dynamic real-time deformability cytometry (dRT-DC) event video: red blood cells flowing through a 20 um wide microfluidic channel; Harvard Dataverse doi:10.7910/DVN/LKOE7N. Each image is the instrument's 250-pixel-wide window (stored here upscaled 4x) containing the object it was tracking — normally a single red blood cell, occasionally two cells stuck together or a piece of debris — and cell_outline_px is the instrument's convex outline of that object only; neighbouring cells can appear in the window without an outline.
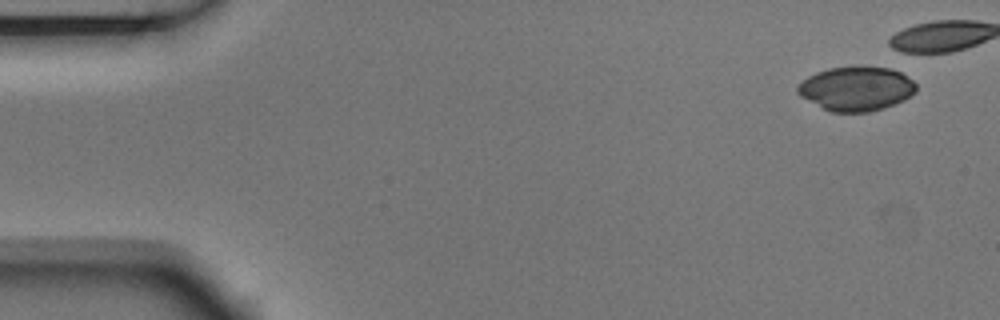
{"species": "Egyptian fruit bat (a non-hibernating species)", "species_latin": "Rousettus aegyptiacus", "temperature_condition": "room temperature", "stored_images_in_passage": 8, "camera_frame_rate_fps": 3000, "um_per_image_px": 0.085, "animal": {"sex": "male"}, "frame": {"image": 1, "passage_image": 1, "time_ms": 0.0, "image_size_px": [1000, 320], "cell_outline_px": [[916, 92], [904, 100], [884, 108], [868, 112], [832, 112], [800, 96], [796, 92], [796, 88], [808, 76], [816, 72], [828, 68], [856, 64], [888, 68], [900, 72], [912, 80], [916, 84]], "centroid_in_image_um": [72.79, 7.51], "position_along_channel_um": 12.2, "area_um2": 30.87}}
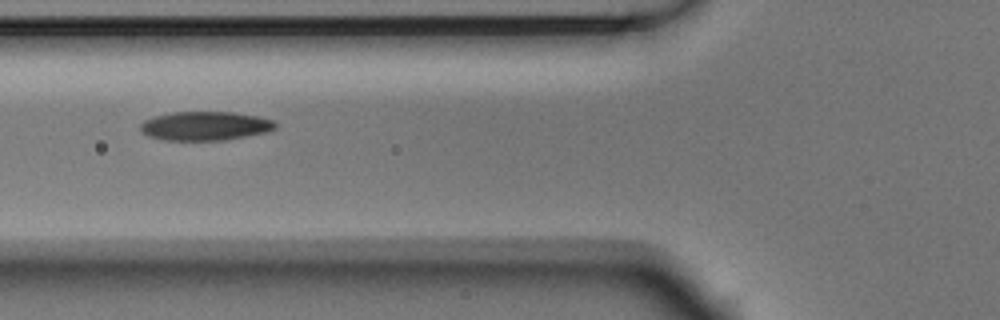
{"frame": {"image": 2, "passage_image": 7, "time_ms": 2.0, "image_size_px": [1000, 320], "cell_outline_px": [[276, 128], [268, 132], [228, 140], [160, 140], [148, 136], [140, 132], [140, 124], [144, 120], [152, 116], [172, 112], [232, 112], [256, 116], [276, 120]], "centroid_in_image_um": [17.42, 10.71], "position_along_channel_um": 108.4, "area_um2": 23.12}}
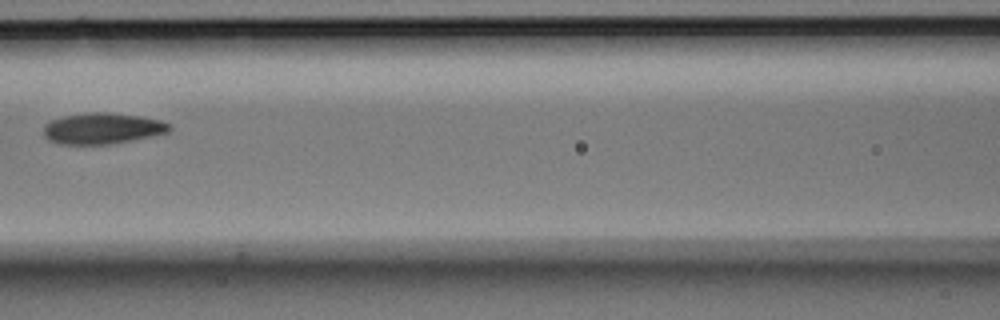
{"frame": {"image": 3, "passage_image": 8, "time_ms": 2.333, "image_size_px": [1000, 320], "cell_outline_px": [[172, 128], [168, 132], [152, 136], [132, 140], [108, 144], [60, 144], [48, 140], [44, 136], [44, 124], [52, 120], [64, 116], [88, 112], [108, 112], [140, 116], [160, 120], [172, 124]], "centroid_in_image_um": [8.71, 10.91], "position_along_channel_um": 157.9, "area_um2": 22.83}}